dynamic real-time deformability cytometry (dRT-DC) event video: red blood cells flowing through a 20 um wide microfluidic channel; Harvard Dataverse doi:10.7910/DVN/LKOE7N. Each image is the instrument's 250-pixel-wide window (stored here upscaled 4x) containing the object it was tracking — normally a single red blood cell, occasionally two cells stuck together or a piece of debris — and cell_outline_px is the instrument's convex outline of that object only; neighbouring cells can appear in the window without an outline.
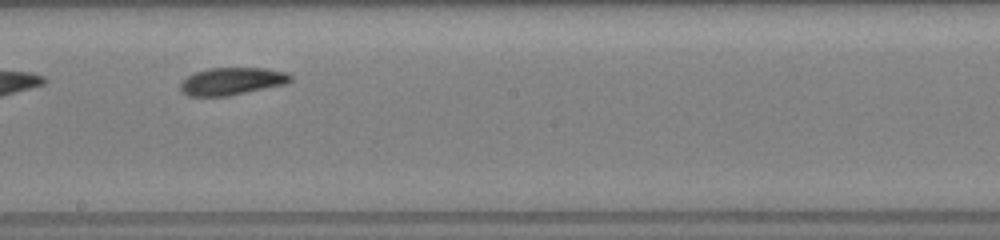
{"species": "common noctule bat (a hibernating species)", "species_latin": "Nyctalus noctula", "temperature_condition": "room temperature", "stored_images_in_passage": 36, "camera_frame_rate_fps": 3000, "um_per_image_px": 0.085, "animal": {"sex": "female", "body_mass_g": 19.5, "forearm_length_mm": 54.1}, "frame": {"image": 1, "passage_image": 16, "time_ms": 3.667, "image_size_px": [1000, 240], "cell_outline_px": [[292, 80], [284, 84], [228, 96], [188, 96], [180, 92], [180, 84], [188, 76], [196, 72], [208, 68], [264, 68], [284, 72], [292, 76]], "centroid_in_image_um": [19.67, 6.91], "position_along_channel_um": 228.5, "area_um2": 17.46}}
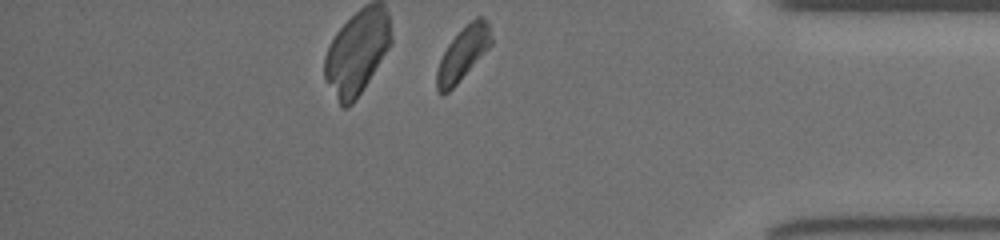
{"frame": {"image": 2, "passage_image": 36, "time_ms": 8.333, "image_size_px": [1000, 240], "cell_outline_px": [[492, 44], [456, 84], [448, 92], [440, 92], [436, 88], [436, 72], [440, 60], [448, 44], [476, 16], [484, 16], [488, 20], [492, 36]], "centroid_in_image_um": [39.38, 4.52], "position_along_channel_um": 395.8, "area_um2": 16.42}}